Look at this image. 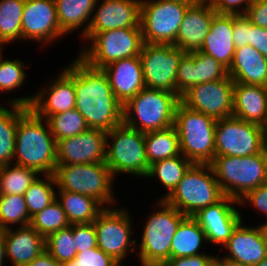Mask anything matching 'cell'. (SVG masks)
<instances>
[{
	"instance_id": "42",
	"label": "cell",
	"mask_w": 267,
	"mask_h": 266,
	"mask_svg": "<svg viewBox=\"0 0 267 266\" xmlns=\"http://www.w3.org/2000/svg\"><path fill=\"white\" fill-rule=\"evenodd\" d=\"M45 242V250L59 263L69 261L77 255L73 224L50 234Z\"/></svg>"
},
{
	"instance_id": "29",
	"label": "cell",
	"mask_w": 267,
	"mask_h": 266,
	"mask_svg": "<svg viewBox=\"0 0 267 266\" xmlns=\"http://www.w3.org/2000/svg\"><path fill=\"white\" fill-rule=\"evenodd\" d=\"M57 20L66 36L80 31V40L86 37L97 0H54Z\"/></svg>"
},
{
	"instance_id": "5",
	"label": "cell",
	"mask_w": 267,
	"mask_h": 266,
	"mask_svg": "<svg viewBox=\"0 0 267 266\" xmlns=\"http://www.w3.org/2000/svg\"><path fill=\"white\" fill-rule=\"evenodd\" d=\"M180 97L165 90L144 88L123 106V122L142 133L174 125Z\"/></svg>"
},
{
	"instance_id": "44",
	"label": "cell",
	"mask_w": 267,
	"mask_h": 266,
	"mask_svg": "<svg viewBox=\"0 0 267 266\" xmlns=\"http://www.w3.org/2000/svg\"><path fill=\"white\" fill-rule=\"evenodd\" d=\"M73 236L77 253L97 247V237L93 223L73 224Z\"/></svg>"
},
{
	"instance_id": "25",
	"label": "cell",
	"mask_w": 267,
	"mask_h": 266,
	"mask_svg": "<svg viewBox=\"0 0 267 266\" xmlns=\"http://www.w3.org/2000/svg\"><path fill=\"white\" fill-rule=\"evenodd\" d=\"M5 230L6 260L12 266H26L45 251V238L30 224Z\"/></svg>"
},
{
	"instance_id": "23",
	"label": "cell",
	"mask_w": 267,
	"mask_h": 266,
	"mask_svg": "<svg viewBox=\"0 0 267 266\" xmlns=\"http://www.w3.org/2000/svg\"><path fill=\"white\" fill-rule=\"evenodd\" d=\"M216 13L210 2L190 6L179 27L174 46L185 53L200 51Z\"/></svg>"
},
{
	"instance_id": "13",
	"label": "cell",
	"mask_w": 267,
	"mask_h": 266,
	"mask_svg": "<svg viewBox=\"0 0 267 266\" xmlns=\"http://www.w3.org/2000/svg\"><path fill=\"white\" fill-rule=\"evenodd\" d=\"M267 146L264 127L235 116L218 119L215 129V156L245 157Z\"/></svg>"
},
{
	"instance_id": "10",
	"label": "cell",
	"mask_w": 267,
	"mask_h": 266,
	"mask_svg": "<svg viewBox=\"0 0 267 266\" xmlns=\"http://www.w3.org/2000/svg\"><path fill=\"white\" fill-rule=\"evenodd\" d=\"M77 54L88 65L102 69L120 59L139 56L144 44L141 27L96 33ZM87 46V47H86Z\"/></svg>"
},
{
	"instance_id": "54",
	"label": "cell",
	"mask_w": 267,
	"mask_h": 266,
	"mask_svg": "<svg viewBox=\"0 0 267 266\" xmlns=\"http://www.w3.org/2000/svg\"><path fill=\"white\" fill-rule=\"evenodd\" d=\"M60 266H84L82 263H80L75 257L69 261L60 263Z\"/></svg>"
},
{
	"instance_id": "37",
	"label": "cell",
	"mask_w": 267,
	"mask_h": 266,
	"mask_svg": "<svg viewBox=\"0 0 267 266\" xmlns=\"http://www.w3.org/2000/svg\"><path fill=\"white\" fill-rule=\"evenodd\" d=\"M56 180L53 174L41 175L26 190L24 199L29 216L42 211L56 199Z\"/></svg>"
},
{
	"instance_id": "55",
	"label": "cell",
	"mask_w": 267,
	"mask_h": 266,
	"mask_svg": "<svg viewBox=\"0 0 267 266\" xmlns=\"http://www.w3.org/2000/svg\"><path fill=\"white\" fill-rule=\"evenodd\" d=\"M171 1L181 2V3H184V4H188L190 6H193V5L201 3L200 0H171Z\"/></svg>"
},
{
	"instance_id": "36",
	"label": "cell",
	"mask_w": 267,
	"mask_h": 266,
	"mask_svg": "<svg viewBox=\"0 0 267 266\" xmlns=\"http://www.w3.org/2000/svg\"><path fill=\"white\" fill-rule=\"evenodd\" d=\"M37 171L9 163L0 167V195H24L40 176Z\"/></svg>"
},
{
	"instance_id": "22",
	"label": "cell",
	"mask_w": 267,
	"mask_h": 266,
	"mask_svg": "<svg viewBox=\"0 0 267 266\" xmlns=\"http://www.w3.org/2000/svg\"><path fill=\"white\" fill-rule=\"evenodd\" d=\"M228 76V69L201 51L185 53L176 75V93L181 97L196 84L217 81Z\"/></svg>"
},
{
	"instance_id": "50",
	"label": "cell",
	"mask_w": 267,
	"mask_h": 266,
	"mask_svg": "<svg viewBox=\"0 0 267 266\" xmlns=\"http://www.w3.org/2000/svg\"><path fill=\"white\" fill-rule=\"evenodd\" d=\"M249 45L267 58V28L253 25L250 21Z\"/></svg>"
},
{
	"instance_id": "6",
	"label": "cell",
	"mask_w": 267,
	"mask_h": 266,
	"mask_svg": "<svg viewBox=\"0 0 267 266\" xmlns=\"http://www.w3.org/2000/svg\"><path fill=\"white\" fill-rule=\"evenodd\" d=\"M53 175L57 190L90 196L104 208L117 204L113 190L116 180L105 162L57 165Z\"/></svg>"
},
{
	"instance_id": "51",
	"label": "cell",
	"mask_w": 267,
	"mask_h": 266,
	"mask_svg": "<svg viewBox=\"0 0 267 266\" xmlns=\"http://www.w3.org/2000/svg\"><path fill=\"white\" fill-rule=\"evenodd\" d=\"M26 266H60V263L45 250Z\"/></svg>"
},
{
	"instance_id": "7",
	"label": "cell",
	"mask_w": 267,
	"mask_h": 266,
	"mask_svg": "<svg viewBox=\"0 0 267 266\" xmlns=\"http://www.w3.org/2000/svg\"><path fill=\"white\" fill-rule=\"evenodd\" d=\"M217 120L177 105L174 127L178 133L181 154L193 164H210L215 157V129Z\"/></svg>"
},
{
	"instance_id": "43",
	"label": "cell",
	"mask_w": 267,
	"mask_h": 266,
	"mask_svg": "<svg viewBox=\"0 0 267 266\" xmlns=\"http://www.w3.org/2000/svg\"><path fill=\"white\" fill-rule=\"evenodd\" d=\"M239 206L245 208L250 206L259 212L260 215H265L266 221L259 225L267 228V183L258 186L257 188L247 192L242 198L238 200Z\"/></svg>"
},
{
	"instance_id": "58",
	"label": "cell",
	"mask_w": 267,
	"mask_h": 266,
	"mask_svg": "<svg viewBox=\"0 0 267 266\" xmlns=\"http://www.w3.org/2000/svg\"><path fill=\"white\" fill-rule=\"evenodd\" d=\"M264 130H265V132L267 134V114H266V122H265Z\"/></svg>"
},
{
	"instance_id": "41",
	"label": "cell",
	"mask_w": 267,
	"mask_h": 266,
	"mask_svg": "<svg viewBox=\"0 0 267 266\" xmlns=\"http://www.w3.org/2000/svg\"><path fill=\"white\" fill-rule=\"evenodd\" d=\"M3 51L0 49V95L2 92L10 94L12 91L22 88L27 80L26 68L30 67L24 64L25 61L17 58L5 59Z\"/></svg>"
},
{
	"instance_id": "20",
	"label": "cell",
	"mask_w": 267,
	"mask_h": 266,
	"mask_svg": "<svg viewBox=\"0 0 267 266\" xmlns=\"http://www.w3.org/2000/svg\"><path fill=\"white\" fill-rule=\"evenodd\" d=\"M106 135L104 130L89 128L57 141V165L105 162Z\"/></svg>"
},
{
	"instance_id": "24",
	"label": "cell",
	"mask_w": 267,
	"mask_h": 266,
	"mask_svg": "<svg viewBox=\"0 0 267 266\" xmlns=\"http://www.w3.org/2000/svg\"><path fill=\"white\" fill-rule=\"evenodd\" d=\"M111 89L123 106L146 87L139 56L120 59L102 68Z\"/></svg>"
},
{
	"instance_id": "40",
	"label": "cell",
	"mask_w": 267,
	"mask_h": 266,
	"mask_svg": "<svg viewBox=\"0 0 267 266\" xmlns=\"http://www.w3.org/2000/svg\"><path fill=\"white\" fill-rule=\"evenodd\" d=\"M46 120L56 142L76 136L89 129L84 117L77 109L50 115Z\"/></svg>"
},
{
	"instance_id": "49",
	"label": "cell",
	"mask_w": 267,
	"mask_h": 266,
	"mask_svg": "<svg viewBox=\"0 0 267 266\" xmlns=\"http://www.w3.org/2000/svg\"><path fill=\"white\" fill-rule=\"evenodd\" d=\"M245 15L253 25L267 28V0H253Z\"/></svg>"
},
{
	"instance_id": "39",
	"label": "cell",
	"mask_w": 267,
	"mask_h": 266,
	"mask_svg": "<svg viewBox=\"0 0 267 266\" xmlns=\"http://www.w3.org/2000/svg\"><path fill=\"white\" fill-rule=\"evenodd\" d=\"M30 225L46 239L50 234L67 228L71 224L61 204L55 199L42 211L31 217Z\"/></svg>"
},
{
	"instance_id": "38",
	"label": "cell",
	"mask_w": 267,
	"mask_h": 266,
	"mask_svg": "<svg viewBox=\"0 0 267 266\" xmlns=\"http://www.w3.org/2000/svg\"><path fill=\"white\" fill-rule=\"evenodd\" d=\"M30 221L23 195H0V228L27 226Z\"/></svg>"
},
{
	"instance_id": "16",
	"label": "cell",
	"mask_w": 267,
	"mask_h": 266,
	"mask_svg": "<svg viewBox=\"0 0 267 266\" xmlns=\"http://www.w3.org/2000/svg\"><path fill=\"white\" fill-rule=\"evenodd\" d=\"M234 84L229 75L217 81L196 84L180 97V102L216 120L231 117Z\"/></svg>"
},
{
	"instance_id": "17",
	"label": "cell",
	"mask_w": 267,
	"mask_h": 266,
	"mask_svg": "<svg viewBox=\"0 0 267 266\" xmlns=\"http://www.w3.org/2000/svg\"><path fill=\"white\" fill-rule=\"evenodd\" d=\"M21 30L23 41L38 42L45 47L63 39L54 0H25Z\"/></svg>"
},
{
	"instance_id": "3",
	"label": "cell",
	"mask_w": 267,
	"mask_h": 266,
	"mask_svg": "<svg viewBox=\"0 0 267 266\" xmlns=\"http://www.w3.org/2000/svg\"><path fill=\"white\" fill-rule=\"evenodd\" d=\"M153 208L142 226L140 241H136V255L141 266L163 265L170 258L172 239L187 217L164 200H157Z\"/></svg>"
},
{
	"instance_id": "59",
	"label": "cell",
	"mask_w": 267,
	"mask_h": 266,
	"mask_svg": "<svg viewBox=\"0 0 267 266\" xmlns=\"http://www.w3.org/2000/svg\"><path fill=\"white\" fill-rule=\"evenodd\" d=\"M201 2H211L212 0H200Z\"/></svg>"
},
{
	"instance_id": "11",
	"label": "cell",
	"mask_w": 267,
	"mask_h": 266,
	"mask_svg": "<svg viewBox=\"0 0 267 266\" xmlns=\"http://www.w3.org/2000/svg\"><path fill=\"white\" fill-rule=\"evenodd\" d=\"M116 206V207H115ZM104 208L93 222L97 237V247L110 255L121 266L129 253H136V241L133 239L132 215L126 208ZM133 230V231H132ZM123 264V265H122Z\"/></svg>"
},
{
	"instance_id": "18",
	"label": "cell",
	"mask_w": 267,
	"mask_h": 266,
	"mask_svg": "<svg viewBox=\"0 0 267 266\" xmlns=\"http://www.w3.org/2000/svg\"><path fill=\"white\" fill-rule=\"evenodd\" d=\"M236 206L239 207L238 200L224 196L216 204L199 210L192 216L205 232L208 244L218 245L222 249L230 239L234 229L244 218Z\"/></svg>"
},
{
	"instance_id": "14",
	"label": "cell",
	"mask_w": 267,
	"mask_h": 266,
	"mask_svg": "<svg viewBox=\"0 0 267 266\" xmlns=\"http://www.w3.org/2000/svg\"><path fill=\"white\" fill-rule=\"evenodd\" d=\"M189 7L171 0H141L140 27L144 42L174 45Z\"/></svg>"
},
{
	"instance_id": "26",
	"label": "cell",
	"mask_w": 267,
	"mask_h": 266,
	"mask_svg": "<svg viewBox=\"0 0 267 266\" xmlns=\"http://www.w3.org/2000/svg\"><path fill=\"white\" fill-rule=\"evenodd\" d=\"M233 30L234 14L216 13L200 50L202 53L212 56L227 69L231 66L236 49Z\"/></svg>"
},
{
	"instance_id": "57",
	"label": "cell",
	"mask_w": 267,
	"mask_h": 266,
	"mask_svg": "<svg viewBox=\"0 0 267 266\" xmlns=\"http://www.w3.org/2000/svg\"><path fill=\"white\" fill-rule=\"evenodd\" d=\"M254 266H267V257L261 260L258 264H255Z\"/></svg>"
},
{
	"instance_id": "2",
	"label": "cell",
	"mask_w": 267,
	"mask_h": 266,
	"mask_svg": "<svg viewBox=\"0 0 267 266\" xmlns=\"http://www.w3.org/2000/svg\"><path fill=\"white\" fill-rule=\"evenodd\" d=\"M13 163L41 175L55 172L57 142L47 120L38 117L31 109L18 120Z\"/></svg>"
},
{
	"instance_id": "56",
	"label": "cell",
	"mask_w": 267,
	"mask_h": 266,
	"mask_svg": "<svg viewBox=\"0 0 267 266\" xmlns=\"http://www.w3.org/2000/svg\"><path fill=\"white\" fill-rule=\"evenodd\" d=\"M207 266H223V264L216 256H214Z\"/></svg>"
},
{
	"instance_id": "8",
	"label": "cell",
	"mask_w": 267,
	"mask_h": 266,
	"mask_svg": "<svg viewBox=\"0 0 267 266\" xmlns=\"http://www.w3.org/2000/svg\"><path fill=\"white\" fill-rule=\"evenodd\" d=\"M105 163L114 178L121 173L146 179L150 166L146 157L145 133L124 122L107 131Z\"/></svg>"
},
{
	"instance_id": "19",
	"label": "cell",
	"mask_w": 267,
	"mask_h": 266,
	"mask_svg": "<svg viewBox=\"0 0 267 266\" xmlns=\"http://www.w3.org/2000/svg\"><path fill=\"white\" fill-rule=\"evenodd\" d=\"M140 9L141 0H97L83 42H88L98 32L140 27Z\"/></svg>"
},
{
	"instance_id": "27",
	"label": "cell",
	"mask_w": 267,
	"mask_h": 266,
	"mask_svg": "<svg viewBox=\"0 0 267 266\" xmlns=\"http://www.w3.org/2000/svg\"><path fill=\"white\" fill-rule=\"evenodd\" d=\"M267 114V86L235 83L233 116L265 126Z\"/></svg>"
},
{
	"instance_id": "48",
	"label": "cell",
	"mask_w": 267,
	"mask_h": 266,
	"mask_svg": "<svg viewBox=\"0 0 267 266\" xmlns=\"http://www.w3.org/2000/svg\"><path fill=\"white\" fill-rule=\"evenodd\" d=\"M207 253L187 257H170L162 266H207L215 256L214 254Z\"/></svg>"
},
{
	"instance_id": "15",
	"label": "cell",
	"mask_w": 267,
	"mask_h": 266,
	"mask_svg": "<svg viewBox=\"0 0 267 266\" xmlns=\"http://www.w3.org/2000/svg\"><path fill=\"white\" fill-rule=\"evenodd\" d=\"M184 54L171 44L144 42L139 57L146 88L176 93L177 69Z\"/></svg>"
},
{
	"instance_id": "32",
	"label": "cell",
	"mask_w": 267,
	"mask_h": 266,
	"mask_svg": "<svg viewBox=\"0 0 267 266\" xmlns=\"http://www.w3.org/2000/svg\"><path fill=\"white\" fill-rule=\"evenodd\" d=\"M29 109L19 104L0 103V166L13 163L18 120Z\"/></svg>"
},
{
	"instance_id": "33",
	"label": "cell",
	"mask_w": 267,
	"mask_h": 266,
	"mask_svg": "<svg viewBox=\"0 0 267 266\" xmlns=\"http://www.w3.org/2000/svg\"><path fill=\"white\" fill-rule=\"evenodd\" d=\"M192 165L193 163L182 154L156 161L150 165L146 178L157 179L166 190V194H163L159 200H164L172 193Z\"/></svg>"
},
{
	"instance_id": "4",
	"label": "cell",
	"mask_w": 267,
	"mask_h": 266,
	"mask_svg": "<svg viewBox=\"0 0 267 266\" xmlns=\"http://www.w3.org/2000/svg\"><path fill=\"white\" fill-rule=\"evenodd\" d=\"M210 166L223 194L239 200L267 183V146L260 153L245 157L215 156Z\"/></svg>"
},
{
	"instance_id": "45",
	"label": "cell",
	"mask_w": 267,
	"mask_h": 266,
	"mask_svg": "<svg viewBox=\"0 0 267 266\" xmlns=\"http://www.w3.org/2000/svg\"><path fill=\"white\" fill-rule=\"evenodd\" d=\"M75 258L84 266H121L99 247L78 252Z\"/></svg>"
},
{
	"instance_id": "1",
	"label": "cell",
	"mask_w": 267,
	"mask_h": 266,
	"mask_svg": "<svg viewBox=\"0 0 267 266\" xmlns=\"http://www.w3.org/2000/svg\"><path fill=\"white\" fill-rule=\"evenodd\" d=\"M74 58L75 109L92 129L110 131L123 122V104L113 93L103 69Z\"/></svg>"
},
{
	"instance_id": "28",
	"label": "cell",
	"mask_w": 267,
	"mask_h": 266,
	"mask_svg": "<svg viewBox=\"0 0 267 266\" xmlns=\"http://www.w3.org/2000/svg\"><path fill=\"white\" fill-rule=\"evenodd\" d=\"M228 75L235 83L267 86V58L251 45L236 48Z\"/></svg>"
},
{
	"instance_id": "35",
	"label": "cell",
	"mask_w": 267,
	"mask_h": 266,
	"mask_svg": "<svg viewBox=\"0 0 267 266\" xmlns=\"http://www.w3.org/2000/svg\"><path fill=\"white\" fill-rule=\"evenodd\" d=\"M24 5L25 0H0V49H6V45L15 41H22Z\"/></svg>"
},
{
	"instance_id": "52",
	"label": "cell",
	"mask_w": 267,
	"mask_h": 266,
	"mask_svg": "<svg viewBox=\"0 0 267 266\" xmlns=\"http://www.w3.org/2000/svg\"><path fill=\"white\" fill-rule=\"evenodd\" d=\"M5 258V229L0 228V266H6Z\"/></svg>"
},
{
	"instance_id": "53",
	"label": "cell",
	"mask_w": 267,
	"mask_h": 266,
	"mask_svg": "<svg viewBox=\"0 0 267 266\" xmlns=\"http://www.w3.org/2000/svg\"><path fill=\"white\" fill-rule=\"evenodd\" d=\"M215 256L222 262L223 266H246L241 264L240 262L233 261L226 257L220 256L216 253Z\"/></svg>"
},
{
	"instance_id": "21",
	"label": "cell",
	"mask_w": 267,
	"mask_h": 266,
	"mask_svg": "<svg viewBox=\"0 0 267 266\" xmlns=\"http://www.w3.org/2000/svg\"><path fill=\"white\" fill-rule=\"evenodd\" d=\"M242 220L222 247L228 259L254 266L267 257V228L257 224L246 226Z\"/></svg>"
},
{
	"instance_id": "30",
	"label": "cell",
	"mask_w": 267,
	"mask_h": 266,
	"mask_svg": "<svg viewBox=\"0 0 267 266\" xmlns=\"http://www.w3.org/2000/svg\"><path fill=\"white\" fill-rule=\"evenodd\" d=\"M56 199L71 225L93 223L104 209L94 198L67 190H57Z\"/></svg>"
},
{
	"instance_id": "47",
	"label": "cell",
	"mask_w": 267,
	"mask_h": 266,
	"mask_svg": "<svg viewBox=\"0 0 267 266\" xmlns=\"http://www.w3.org/2000/svg\"><path fill=\"white\" fill-rule=\"evenodd\" d=\"M250 19L245 14H234L233 40L236 48L249 45Z\"/></svg>"
},
{
	"instance_id": "9",
	"label": "cell",
	"mask_w": 267,
	"mask_h": 266,
	"mask_svg": "<svg viewBox=\"0 0 267 266\" xmlns=\"http://www.w3.org/2000/svg\"><path fill=\"white\" fill-rule=\"evenodd\" d=\"M224 196L210 164H193L164 201L187 217H192Z\"/></svg>"
},
{
	"instance_id": "31",
	"label": "cell",
	"mask_w": 267,
	"mask_h": 266,
	"mask_svg": "<svg viewBox=\"0 0 267 266\" xmlns=\"http://www.w3.org/2000/svg\"><path fill=\"white\" fill-rule=\"evenodd\" d=\"M205 243L208 245L202 227L192 217H186L178 226L172 239L170 257H187L206 253L203 250Z\"/></svg>"
},
{
	"instance_id": "34",
	"label": "cell",
	"mask_w": 267,
	"mask_h": 266,
	"mask_svg": "<svg viewBox=\"0 0 267 266\" xmlns=\"http://www.w3.org/2000/svg\"><path fill=\"white\" fill-rule=\"evenodd\" d=\"M145 150L149 166L156 161L181 155L178 133L174 125L145 133Z\"/></svg>"
},
{
	"instance_id": "46",
	"label": "cell",
	"mask_w": 267,
	"mask_h": 266,
	"mask_svg": "<svg viewBox=\"0 0 267 266\" xmlns=\"http://www.w3.org/2000/svg\"><path fill=\"white\" fill-rule=\"evenodd\" d=\"M253 0H212L210 4L218 14H246Z\"/></svg>"
},
{
	"instance_id": "12",
	"label": "cell",
	"mask_w": 267,
	"mask_h": 266,
	"mask_svg": "<svg viewBox=\"0 0 267 266\" xmlns=\"http://www.w3.org/2000/svg\"><path fill=\"white\" fill-rule=\"evenodd\" d=\"M34 95L9 99L6 103L29 107L38 117L47 119L50 115L75 109L74 60L59 71ZM47 85V86H46Z\"/></svg>"
}]
</instances>
